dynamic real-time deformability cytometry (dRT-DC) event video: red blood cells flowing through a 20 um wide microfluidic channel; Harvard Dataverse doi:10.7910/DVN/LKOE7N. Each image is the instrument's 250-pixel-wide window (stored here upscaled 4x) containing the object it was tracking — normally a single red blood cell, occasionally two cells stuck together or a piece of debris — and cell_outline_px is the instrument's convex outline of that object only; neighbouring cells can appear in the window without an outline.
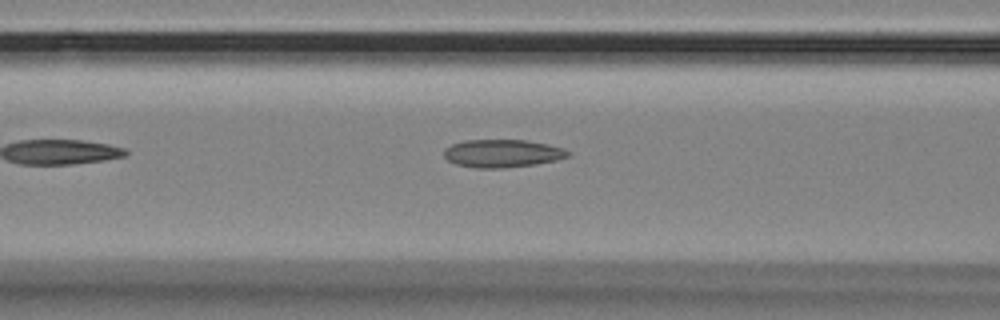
{"species": "Egyptian fruit bat (a non-hibernating species)", "species_latin": "Rousettus aegyptiacus", "temperature_condition": "room temperature", "stored_images_in_passage": 35, "camera_frame_rate_fps": 3000, "um_per_image_px": 0.085, "animal": {"sex": "female"}, "frame": {"image": 1, "passage_image": 6, "time_ms": 1.667, "image_size_px": [1000, 320], "cell_outline_px": [[572, 152], [568, 156], [556, 160], [536, 164], [500, 168], [476, 168], [456, 164], [448, 160], [444, 156], [444, 148], [452, 144], [464, 140], [528, 140], [548, 144], [564, 148]], "centroid_in_image_um": [42.71, 13.03], "position_along_channel_um": 123.9, "area_um2": 20.23}}
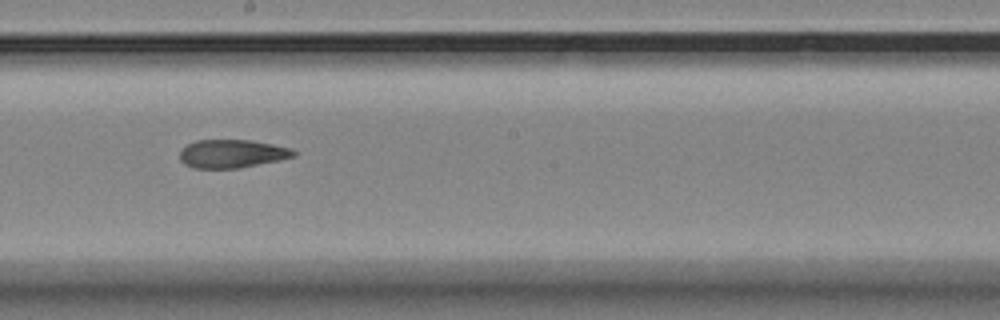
{"frame": {"image": 2, "passage_image": 15, "time_ms": 4.667, "image_size_px": [1000, 320], "cell_outline_px": [[296, 156], [280, 160], [240, 168], [192, 168], [184, 164], [180, 160], [180, 152], [188, 144], [196, 140], [252, 140], [292, 148], [296, 152]], "centroid_in_image_um": [19.74, 13.07], "position_along_channel_um": 228.5, "area_um2": 18.84}}
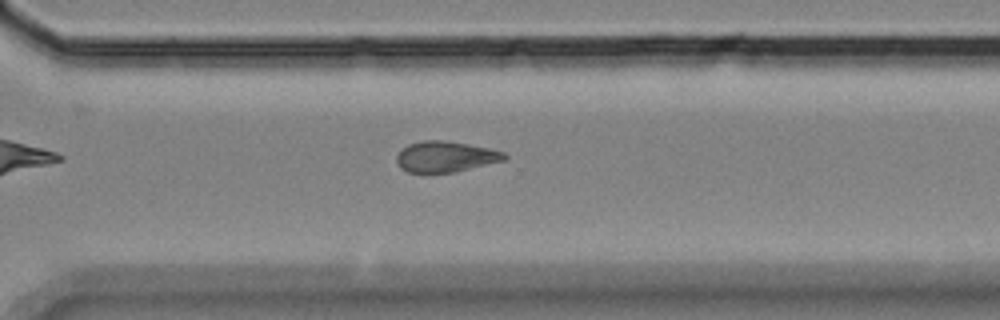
{"frame": {"image": 3, "passage_image": 24, "time_ms": 7.667, "image_size_px": [1000, 320], "cell_outline_px": [[508, 156], [504, 160], [456, 172], [424, 176], [408, 172], [400, 168], [396, 164], [396, 156], [408, 144], [424, 140], [444, 140], [468, 144], [488, 148], [504, 152]], "centroid_in_image_um": [37.81, 13.36], "position_along_channel_um": 332.8, "area_um2": 19.94}, "authors_computed_cell_mechanics": {"area_um2": 19.652, "velocity_mm_per_s": 3.4796, "shape_relaxation_time_tau1_ms": null, "shape_relaxation_time_tau2_ms": 3.4927, "deformation_change_tau1": null, "deformation_change_tau2": 0.0974}}